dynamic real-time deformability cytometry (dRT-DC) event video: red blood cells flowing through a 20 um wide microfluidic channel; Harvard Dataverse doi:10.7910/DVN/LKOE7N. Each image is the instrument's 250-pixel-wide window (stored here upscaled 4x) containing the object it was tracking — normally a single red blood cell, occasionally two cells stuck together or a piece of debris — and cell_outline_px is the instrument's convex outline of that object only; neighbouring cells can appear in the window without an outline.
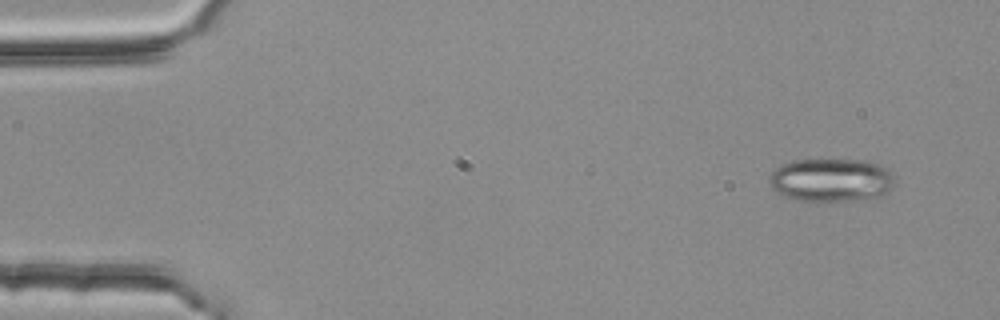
{"species": "common noctule bat (a hibernating species)", "species_latin": "Nyctalus noctula", "temperature_condition": "room temperature", "stored_images_in_passage": 4, "camera_frame_rate_fps": 3000, "um_per_image_px": 0.085, "animal": {"sex": "female", "body_mass_g": 25.1}, "frame": {"image": 1, "passage_image": 1, "time_ms": 0.0, "image_size_px": [1000, 320], "cell_outline_px": [[892, 188], [888, 192], [880, 196], [852, 200], [800, 200], [784, 196], [772, 188], [768, 184], [768, 176], [780, 164], [792, 160], [864, 160], [880, 164], [888, 168], [892, 176]], "centroid_in_image_um": [70.62, 15.28], "position_along_channel_um": 14.4, "area_um2": 31.5}}